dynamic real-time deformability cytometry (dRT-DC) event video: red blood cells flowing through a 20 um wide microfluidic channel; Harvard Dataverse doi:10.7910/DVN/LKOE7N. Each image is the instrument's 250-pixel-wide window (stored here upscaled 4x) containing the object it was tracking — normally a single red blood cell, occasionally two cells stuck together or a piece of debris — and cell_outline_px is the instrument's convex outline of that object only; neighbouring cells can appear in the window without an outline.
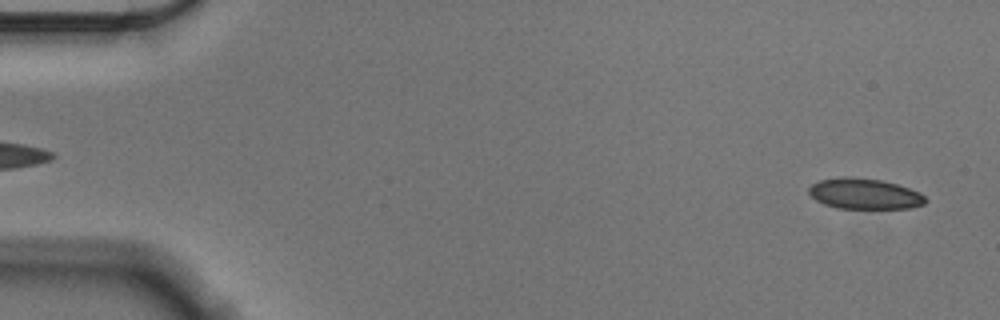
{"species": "Egyptian fruit bat (a non-hibernating species)", "species_latin": "Rousettus aegyptiacus", "temperature_condition": "cold", "stored_images_in_passage": 16, "camera_frame_rate_fps": 3000, "um_per_image_px": 0.085, "animal": {"sex": "male"}, "frame": {"image": 1, "passage_image": 2, "time_ms": 0.333, "image_size_px": [1000, 320], "cell_outline_px": [[928, 200], [924, 204], [908, 208], [836, 208], [824, 204], [816, 200], [808, 192], [808, 188], [812, 184], [820, 180], [844, 176], [880, 180], [896, 184], [920, 192]], "centroid_in_image_um": [73.47, 16.47], "position_along_channel_um": 11.5, "area_um2": 20.69}}
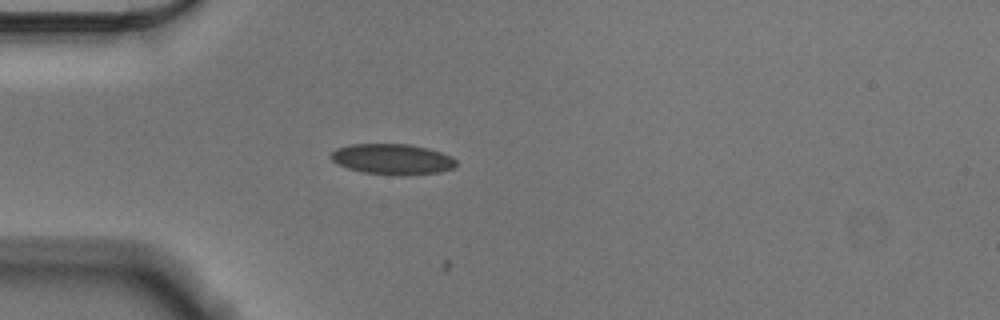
{"frame": {"image": 2, "passage_image": 15, "time_ms": 4.667, "image_size_px": [1000, 320], "cell_outline_px": [[456, 168], [440, 172], [404, 176], [400, 176], [364, 172], [348, 168], [336, 164], [328, 156], [336, 148], [348, 144], [408, 144], [428, 148], [452, 156], [456, 160]], "centroid_in_image_um": [33.35, 13.53], "position_along_channel_um": 51.6, "area_um2": 22.66}}